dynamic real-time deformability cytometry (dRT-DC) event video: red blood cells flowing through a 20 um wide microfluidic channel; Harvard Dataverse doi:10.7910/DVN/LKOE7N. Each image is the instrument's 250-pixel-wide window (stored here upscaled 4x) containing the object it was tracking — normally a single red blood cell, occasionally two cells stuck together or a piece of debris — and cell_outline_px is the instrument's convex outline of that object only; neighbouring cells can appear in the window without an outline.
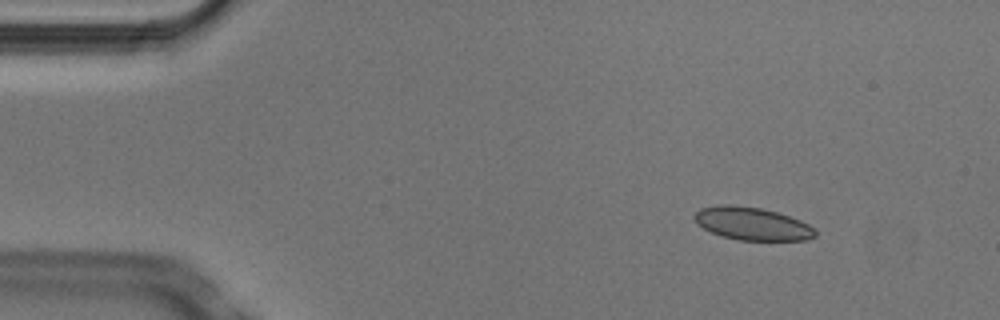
{"species": "Egyptian fruit bat (a non-hibernating species)", "species_latin": "Rousettus aegyptiacus", "temperature_condition": "cold", "stored_images_in_passage": 6, "camera_frame_rate_fps": 3000, "um_per_image_px": 0.085, "animal": {"sex": "male"}, "frame": {"image": 1, "passage_image": 2, "time_ms": 0.333, "image_size_px": [1000, 320], "cell_outline_px": [[816, 236], [808, 240], [740, 240], [724, 236], [712, 232], [696, 224], [692, 216], [700, 208], [720, 204], [728, 204], [760, 208], [776, 212], [800, 220], [808, 224], [816, 232]], "centroid_in_image_um": [63.9, 19.01], "position_along_channel_um": 21.1, "area_um2": 23.0}}
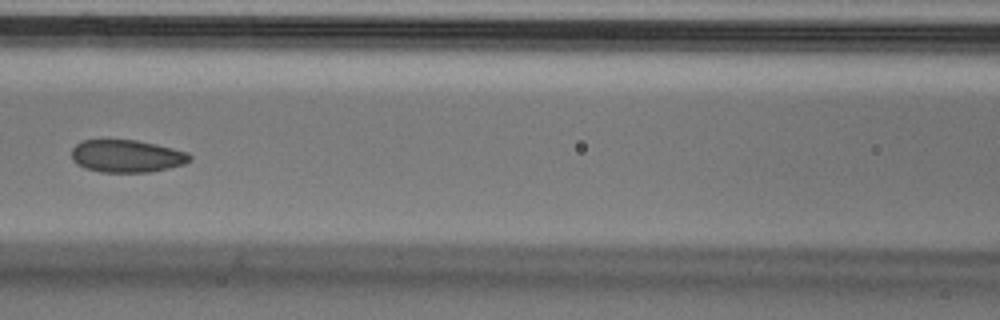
{"frame": {"image": 2, "passage_image": 6, "time_ms": 1.667, "image_size_px": [1000, 320], "cell_outline_px": [[192, 160], [184, 164], [152, 172], [100, 172], [76, 164], [72, 160], [72, 148], [76, 144], [84, 140], [136, 140], [156, 144], [188, 152], [192, 156]], "centroid_in_image_um": [10.8, 13.27], "position_along_channel_um": 155.8, "area_um2": 22.43}}